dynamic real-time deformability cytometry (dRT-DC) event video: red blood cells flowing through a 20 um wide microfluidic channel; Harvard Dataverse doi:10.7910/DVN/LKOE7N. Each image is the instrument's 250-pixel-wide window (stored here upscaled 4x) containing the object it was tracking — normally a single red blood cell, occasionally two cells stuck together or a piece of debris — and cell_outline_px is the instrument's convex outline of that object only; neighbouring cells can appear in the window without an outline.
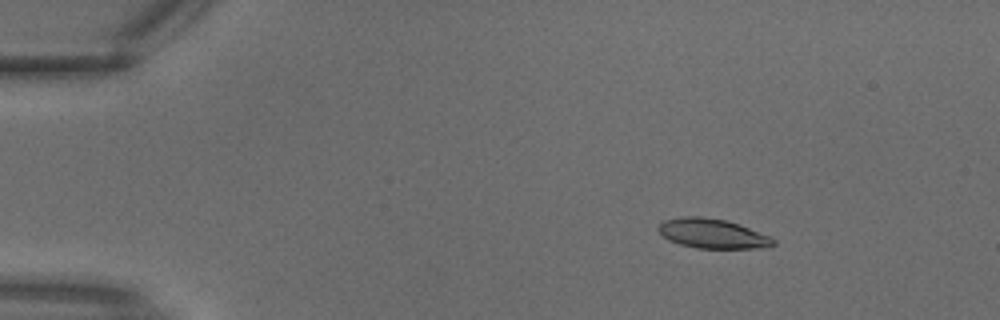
{"species": "common noctule bat (a hibernating species)", "species_latin": "Nyctalus noctula", "temperature_condition": "warm", "stored_images_in_passage": 21, "camera_frame_rate_fps": 3000, "um_per_image_px": 0.085, "animal": {"sex": "male", "body_mass_g": 18.8}, "frame": {"image": 1, "passage_image": 5, "time_ms": 1.333, "image_size_px": [1000, 320], "cell_outline_px": [[776, 244], [768, 248], [696, 248], [680, 244], [668, 240], [656, 228], [664, 220], [684, 216], [700, 216], [724, 220], [772, 236], [776, 240]], "centroid_in_image_um": [60.59, 19.86], "position_along_channel_um": 24.4, "area_um2": 19.77}}
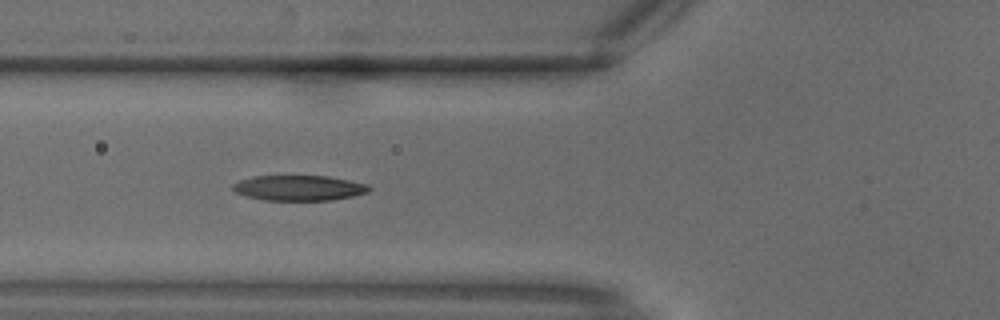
{"frame": {"image": 2, "passage_image": 12, "time_ms": 3.667, "image_size_px": [1000, 320], "cell_outline_px": [[372, 188], [368, 192], [352, 196], [332, 200], [264, 200], [244, 196], [236, 192], [232, 188], [232, 184], [240, 180], [252, 176], [328, 176], [368, 184]], "centroid_in_image_um": [25.4, 15.97], "position_along_channel_um": 100.4, "area_um2": 20.11}}
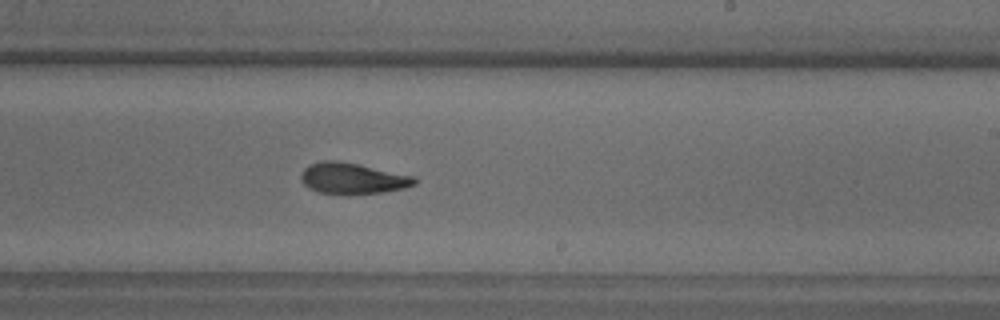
{"frame": {"image": 3, "passage_image": 19, "time_ms": 6.0, "image_size_px": [1000, 320], "cell_outline_px": [[416, 184], [404, 188], [380, 192], [320, 192], [308, 188], [304, 184], [300, 176], [304, 168], [308, 164], [320, 160], [336, 160], [416, 176]], "centroid_in_image_um": [29.95, 15.12], "position_along_channel_um": 259.0, "area_um2": 19.94}}